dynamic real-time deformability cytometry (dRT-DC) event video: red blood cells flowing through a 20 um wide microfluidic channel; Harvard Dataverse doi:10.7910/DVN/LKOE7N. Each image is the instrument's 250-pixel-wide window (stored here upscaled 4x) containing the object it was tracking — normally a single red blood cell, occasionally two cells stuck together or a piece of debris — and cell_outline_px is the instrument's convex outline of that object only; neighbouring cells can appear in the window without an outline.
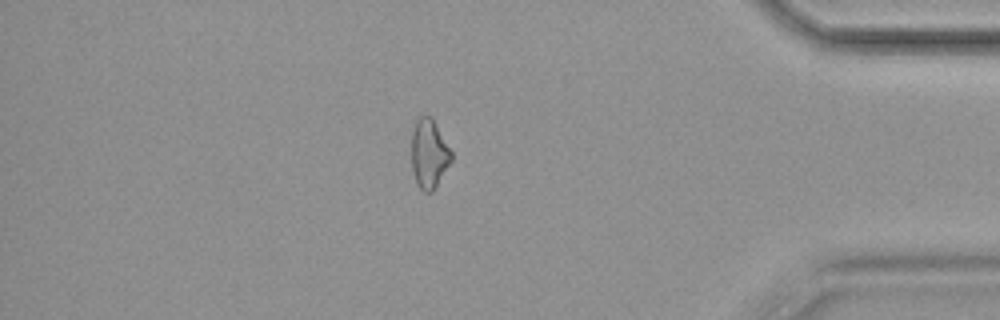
{"species": "common noctule bat (a hibernating species)", "species_latin": "Nyctalus noctula", "temperature_condition": "cold", "stored_images_in_passage": 57, "camera_frame_rate_fps": 3000, "um_per_image_px": 0.085, "animal": {"sex": "female", "body_mass_g": 19.9}, "frame": {"image": 1, "passage_image": 49, "time_ms": 16.0, "image_size_px": [1000, 320], "cell_outline_px": [[452, 160], [432, 192], [424, 192], [416, 184], [412, 172], [412, 132], [416, 120], [420, 116], [432, 116], [452, 152]], "centroid_in_image_um": [36.46, 13.07], "position_along_channel_um": 398.7, "area_um2": 16.07}, "authors_computed_cell_mechanics": {"area_um2": 16.4152, "velocity_mm_per_s": 3.5615, "shape_relaxation_time_tau1_ms": null, "shape_relaxation_time_tau2_ms": 6.8675, "deformation_change_tau1": null, "deformation_change_tau2": 0.1767}}